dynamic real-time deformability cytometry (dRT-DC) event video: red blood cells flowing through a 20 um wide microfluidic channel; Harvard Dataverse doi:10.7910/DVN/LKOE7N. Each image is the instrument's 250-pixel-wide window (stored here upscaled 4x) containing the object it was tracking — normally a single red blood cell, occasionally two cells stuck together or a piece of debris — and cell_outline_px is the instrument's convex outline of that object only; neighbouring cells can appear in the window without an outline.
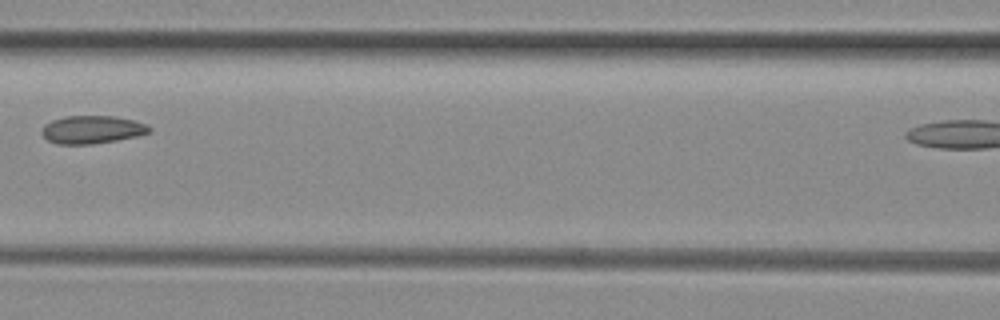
{"species": "common noctule bat (a hibernating species)", "species_latin": "Nyctalus noctula", "temperature_condition": "room temperature", "stored_images_in_passage": 6, "segment_of_instrument_passage": [1, 2], "camera_frame_rate_fps": 3000, "um_per_image_px": 0.085, "animal": {"sex": "female", "body_mass_g": 29.2, "forearm_length_mm": 56.3}, "frame": {"image": 1, "passage_image": 5, "time_ms": 1.333, "image_size_px": [1000, 320], "cell_outline_px": [[152, 132], [136, 136], [116, 140], [92, 144], [56, 144], [48, 140], [40, 132], [44, 124], [52, 120], [64, 116], [116, 116], [148, 124], [152, 128]], "centroid_in_image_um": [7.83, 11.01], "position_along_channel_um": 158.8, "area_um2": 17.63}}